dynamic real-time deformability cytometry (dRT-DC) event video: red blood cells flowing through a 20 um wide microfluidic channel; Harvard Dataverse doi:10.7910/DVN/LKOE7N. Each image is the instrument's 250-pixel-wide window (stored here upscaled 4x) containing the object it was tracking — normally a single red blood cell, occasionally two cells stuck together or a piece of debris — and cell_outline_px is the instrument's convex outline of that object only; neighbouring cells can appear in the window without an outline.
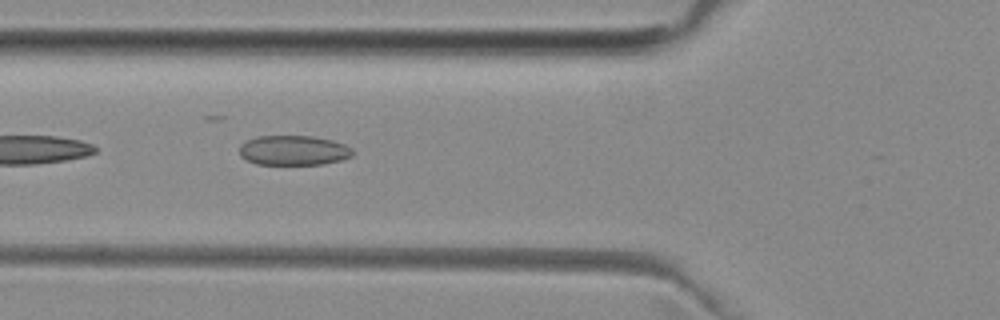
{"species": "common noctule bat (a hibernating species)", "species_latin": "Nyctalus noctula", "temperature_condition": "room temperature", "stored_images_in_passage": 21, "camera_frame_rate_fps": 3000, "um_per_image_px": 0.085, "animal": {"sex": "female", "body_mass_g": 29.2, "forearm_length_mm": 56.3}, "frame": {"image": 1, "passage_image": 15, "time_ms": 4.667, "image_size_px": [1000, 320], "cell_outline_px": [[352, 156], [340, 160], [324, 164], [256, 164], [240, 156], [240, 144], [256, 136], [312, 136], [332, 140], [344, 144], [352, 148]], "centroid_in_image_um": [24.95, 12.78], "position_along_channel_um": 100.9, "area_um2": 19.59}}
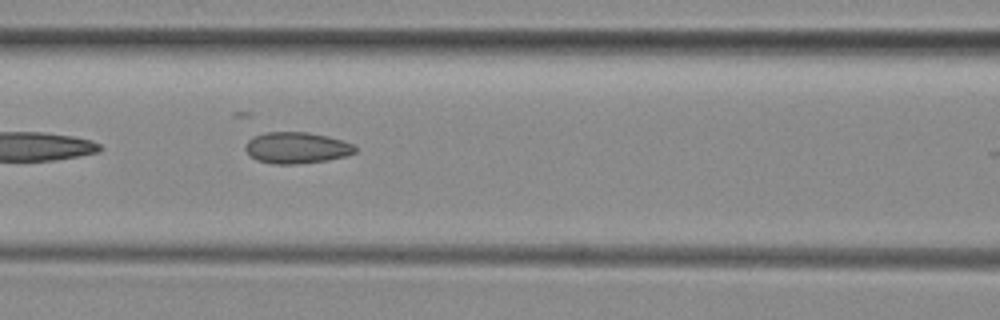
{"frame": {"image": 2, "passage_image": 18, "time_ms": 5.667, "image_size_px": [1000, 320], "cell_outline_px": [[356, 152], [344, 156], [328, 160], [296, 164], [272, 164], [256, 160], [244, 148], [248, 140], [252, 136], [264, 132], [308, 132], [328, 136], [344, 140], [352, 144], [356, 148]], "centroid_in_image_um": [25.2, 12.55], "position_along_channel_um": 141.4, "area_um2": 20.11}}